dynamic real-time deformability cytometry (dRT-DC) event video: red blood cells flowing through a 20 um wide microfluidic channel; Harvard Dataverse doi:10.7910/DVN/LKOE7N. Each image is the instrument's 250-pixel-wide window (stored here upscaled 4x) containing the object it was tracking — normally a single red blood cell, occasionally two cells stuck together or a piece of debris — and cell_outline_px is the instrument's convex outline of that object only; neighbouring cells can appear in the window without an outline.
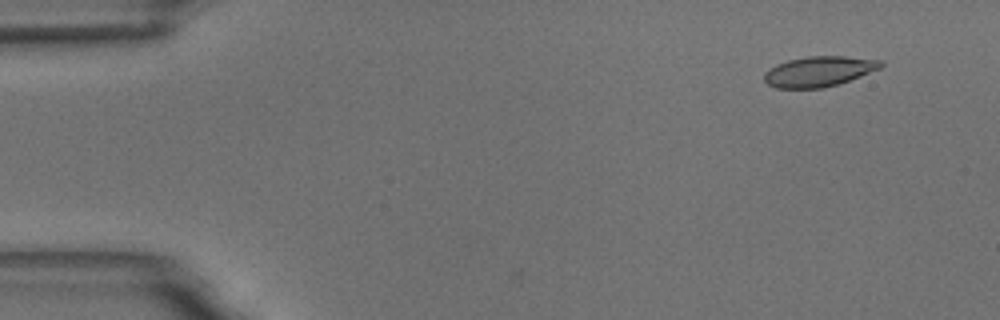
{"species": "common noctule bat (a hibernating species)", "species_latin": "Nyctalus noctula", "temperature_condition": "room temperature", "stored_images_in_passage": 7, "camera_frame_rate_fps": 3000, "um_per_image_px": 0.085, "animal": {"sex": "male", "body_mass_g": 18.8}, "frame": {"image": 1, "passage_image": 2, "time_ms": 1.333, "image_size_px": [1000, 320], "cell_outline_px": [[884, 64], [880, 68], [840, 84], [824, 88], [776, 88], [768, 84], [764, 80], [764, 72], [768, 68], [776, 64], [788, 60], [808, 56], [844, 56], [880, 60]], "centroid_in_image_um": [69.58, 6.07], "position_along_channel_um": 15.4, "area_um2": 20.63}}
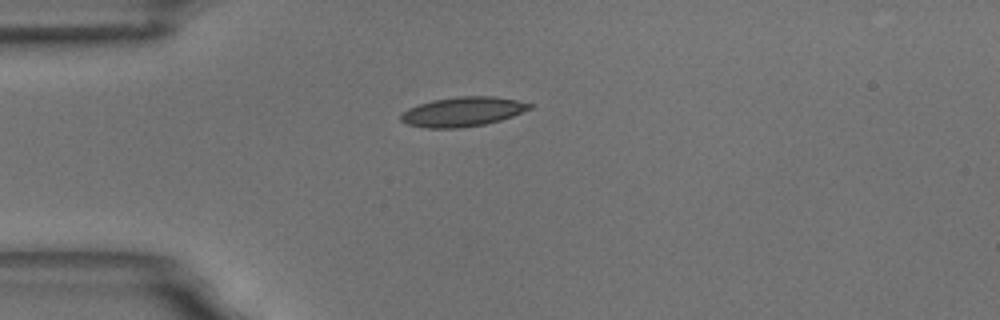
{"frame": {"image": 2, "passage_image": 5, "time_ms": 4.667, "image_size_px": [1000, 320], "cell_outline_px": [[536, 104], [532, 108], [512, 116], [500, 120], [484, 124], [460, 128], [424, 128], [408, 124], [400, 120], [400, 116], [408, 108], [432, 100], [460, 96], [492, 96], [516, 100]], "centroid_in_image_um": [39.35, 9.49], "position_along_channel_um": 45.7, "area_um2": 22.08}}
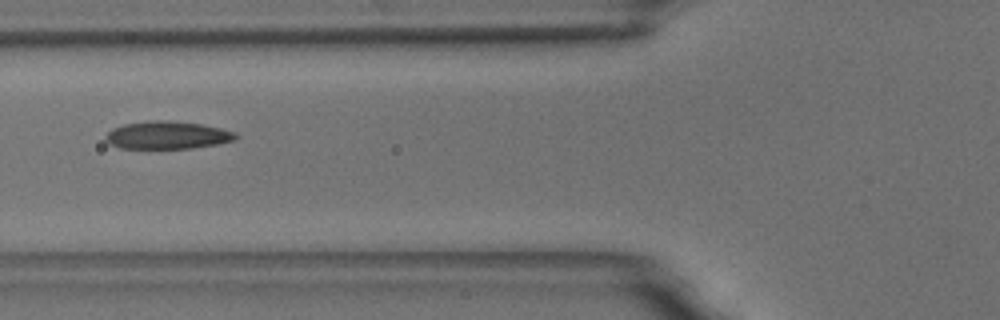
{"frame": {"image": 3, "passage_image": 7, "time_ms": 7.0, "image_size_px": [1000, 320], "cell_outline_px": [[240, 136], [236, 140], [216, 144], [192, 148], [120, 148], [108, 144], [104, 140], [104, 136], [112, 128], [124, 124], [148, 120], [168, 120], [200, 124], [220, 128], [236, 132]], "centroid_in_image_um": [14.2, 11.48], "position_along_channel_um": 111.6, "area_um2": 21.21}}